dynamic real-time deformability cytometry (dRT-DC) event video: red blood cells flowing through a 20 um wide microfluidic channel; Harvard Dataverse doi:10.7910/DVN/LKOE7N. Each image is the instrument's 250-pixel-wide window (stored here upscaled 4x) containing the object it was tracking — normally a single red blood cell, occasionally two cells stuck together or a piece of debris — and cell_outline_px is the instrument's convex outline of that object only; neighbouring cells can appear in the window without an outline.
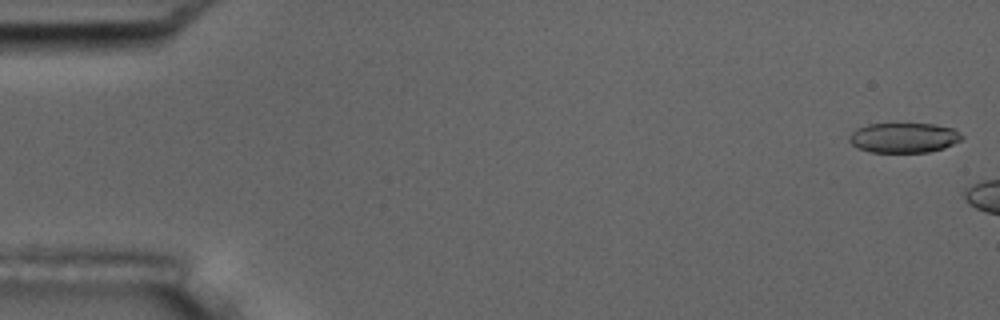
{"species": "common noctule bat (a hibernating species)", "species_latin": "Nyctalus noctula", "temperature_condition": "room temperature", "stored_images_in_passage": 8, "camera_frame_rate_fps": 3000, "um_per_image_px": 0.085, "animal": {"sex": "male", "body_mass_g": 17.5, "forearm_length_mm": 52.3}, "frame": {"image": 1, "passage_image": 1, "time_ms": 0.0, "image_size_px": [1000, 320], "cell_outline_px": [[964, 140], [944, 148], [928, 152], [872, 152], [856, 148], [848, 140], [848, 136], [856, 128], [868, 124], [932, 124], [952, 128], [964, 136]], "centroid_in_image_um": [76.82, 11.71], "position_along_channel_um": 8.2, "area_um2": 19.77}}